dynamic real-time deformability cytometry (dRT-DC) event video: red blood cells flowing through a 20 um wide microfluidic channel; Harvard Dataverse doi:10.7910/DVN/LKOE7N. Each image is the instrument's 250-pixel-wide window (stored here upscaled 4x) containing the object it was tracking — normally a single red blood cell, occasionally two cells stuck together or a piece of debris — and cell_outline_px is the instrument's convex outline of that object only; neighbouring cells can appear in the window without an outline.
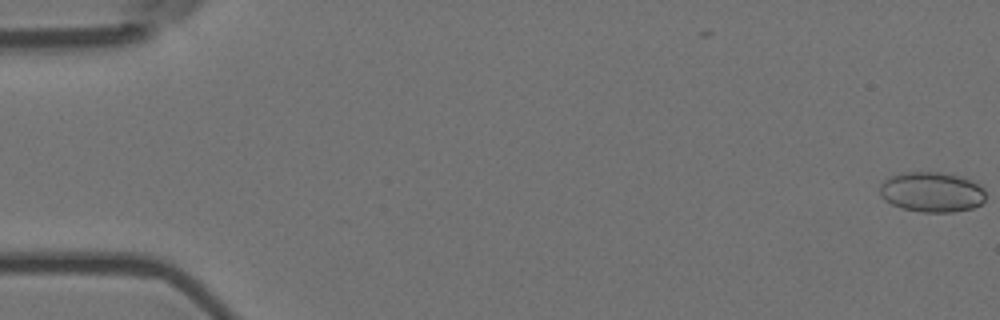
{"species": "Egyptian fruit bat (a non-hibernating species)", "species_latin": "Rousettus aegyptiacus", "temperature_condition": "room temperature", "stored_images_in_passage": 6, "camera_frame_rate_fps": 3000, "um_per_image_px": 0.085, "animal": {"sex": "female"}, "frame": {"image": 1, "passage_image": 1, "time_ms": 0.0, "image_size_px": [1000, 320], "cell_outline_px": [[984, 200], [980, 204], [972, 208], [952, 212], [924, 212], [904, 208], [892, 204], [884, 200], [880, 196], [880, 184], [888, 176], [904, 172], [936, 172], [960, 176], [984, 188]], "centroid_in_image_um": [79.16, 16.32], "position_along_channel_um": 5.8, "area_um2": 24.57}}